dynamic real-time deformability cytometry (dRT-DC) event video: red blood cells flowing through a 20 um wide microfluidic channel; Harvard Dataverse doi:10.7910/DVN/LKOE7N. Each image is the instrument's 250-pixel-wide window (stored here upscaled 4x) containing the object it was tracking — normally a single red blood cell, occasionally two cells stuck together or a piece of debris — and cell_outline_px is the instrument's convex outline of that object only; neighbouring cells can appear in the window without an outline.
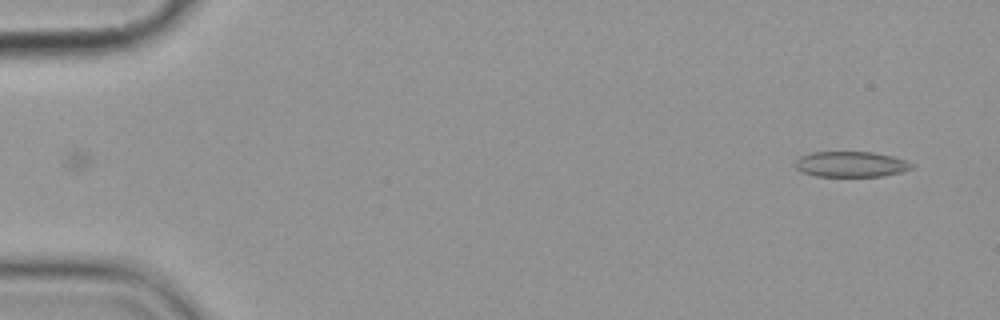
{"species": "common noctule bat (a hibernating species)", "species_latin": "Nyctalus noctula", "temperature_condition": "cold", "stored_images_in_passage": 4, "camera_frame_rate_fps": 3000, "um_per_image_px": 0.085, "animal": {"sex": "female", "body_mass_g": 19.9}, "frame": {"image": 1, "passage_image": 1, "time_ms": 0.0, "image_size_px": [1000, 320], "cell_outline_px": [[916, 164], [912, 168], [900, 172], [884, 176], [816, 176], [800, 172], [796, 168], [796, 160], [800, 156], [812, 152], [872, 152], [892, 156], [908, 160]], "centroid_in_image_um": [72.35, 13.96], "position_along_channel_um": 12.6, "area_um2": 17.46}}
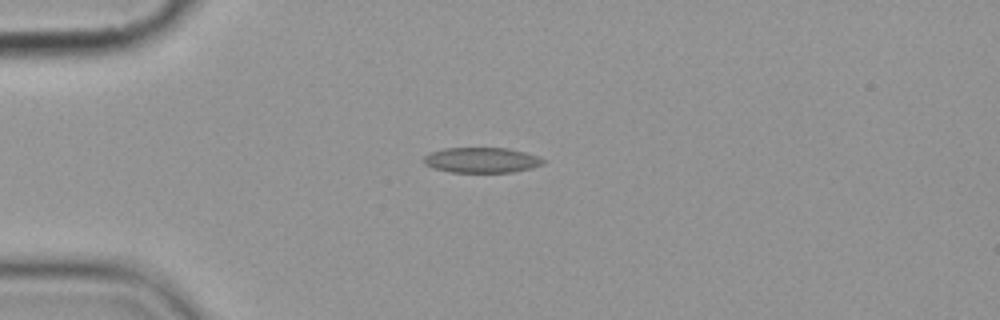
{"frame": {"image": 2, "passage_image": 4, "time_ms": 3.667, "image_size_px": [1000, 320], "cell_outline_px": [[544, 164], [532, 168], [512, 172], [448, 172], [432, 168], [424, 164], [424, 156], [432, 152], [444, 148], [508, 148], [524, 152], [536, 156], [544, 160]], "centroid_in_image_um": [40.91, 13.61], "position_along_channel_um": 44.1, "area_um2": 17.57}}